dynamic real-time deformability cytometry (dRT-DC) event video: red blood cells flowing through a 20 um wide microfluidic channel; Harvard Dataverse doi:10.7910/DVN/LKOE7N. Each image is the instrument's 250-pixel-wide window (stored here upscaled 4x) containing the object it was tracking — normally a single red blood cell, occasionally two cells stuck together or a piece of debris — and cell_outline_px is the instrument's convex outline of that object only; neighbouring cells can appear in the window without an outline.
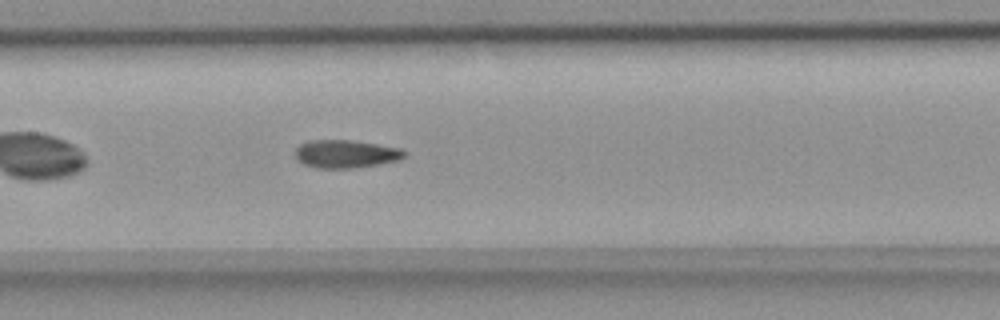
{"species": "common noctule bat (a hibernating species)", "species_latin": "Nyctalus noctula", "temperature_condition": "room temperature", "stored_images_in_passage": 41, "camera_frame_rate_fps": 3000, "um_per_image_px": 0.085, "animal": {"sex": "female", "body_mass_g": 18.4}, "frame": {"image": 1, "passage_image": 13, "time_ms": 4.0, "image_size_px": [1000, 320], "cell_outline_px": [[408, 152], [400, 160], [352, 168], [320, 168], [304, 164], [296, 156], [296, 148], [300, 144], [308, 140], [352, 140], [400, 148]], "centroid_in_image_um": [29.41, 13.07], "position_along_channel_um": 178.0, "area_um2": 17.63}}
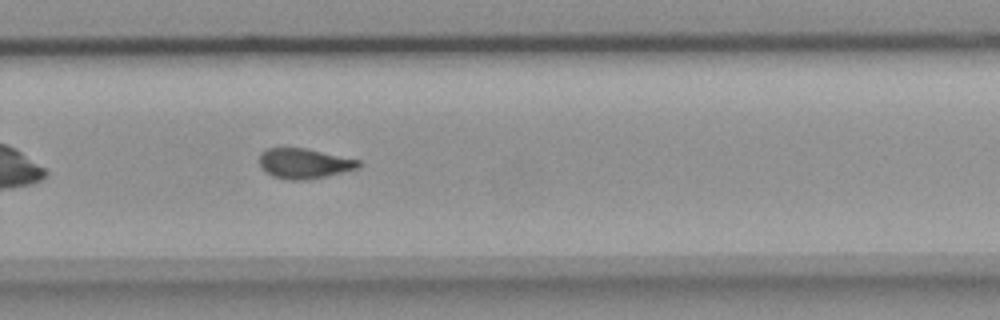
{"frame": {"image": 2, "passage_image": 23, "time_ms": 7.333, "image_size_px": [1000, 320], "cell_outline_px": [[360, 168], [324, 176], [300, 180], [288, 180], [272, 176], [260, 168], [260, 152], [264, 148], [304, 148], [360, 160]], "centroid_in_image_um": [25.81, 13.89], "position_along_channel_um": 304.0, "area_um2": 17.28}}
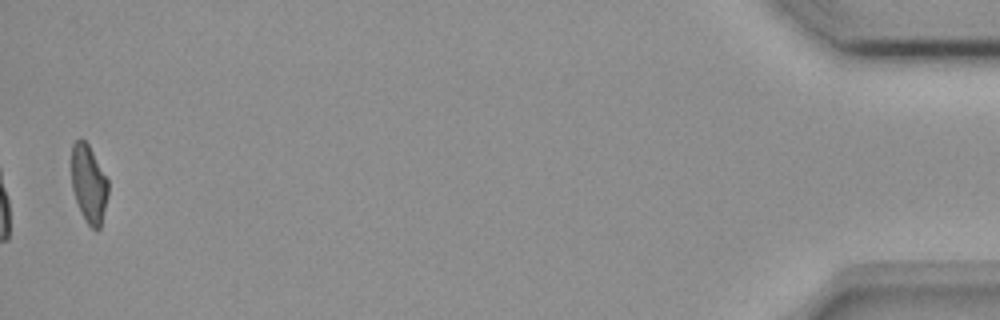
{"frame": {"image": 3, "passage_image": 40, "time_ms": 13.0, "image_size_px": [1000, 320], "cell_outline_px": [[108, 196], [100, 228], [96, 232], [88, 224], [76, 200], [72, 188], [72, 144], [80, 136], [88, 144], [108, 180]], "centroid_in_image_um": [7.55, 15.61], "position_along_channel_um": 427.6, "area_um2": 16.47}, "authors_computed_cell_mechanics": {"area_um2": 17.7446, "velocity_mm_per_s": 3.789, "shape_relaxation_time_tau1_ms": 6.6599, "shape_relaxation_time_tau2_ms": 2.6197, "deformation_change_tau1": 0.1705, "deformation_change_tau2": 0.1008}}